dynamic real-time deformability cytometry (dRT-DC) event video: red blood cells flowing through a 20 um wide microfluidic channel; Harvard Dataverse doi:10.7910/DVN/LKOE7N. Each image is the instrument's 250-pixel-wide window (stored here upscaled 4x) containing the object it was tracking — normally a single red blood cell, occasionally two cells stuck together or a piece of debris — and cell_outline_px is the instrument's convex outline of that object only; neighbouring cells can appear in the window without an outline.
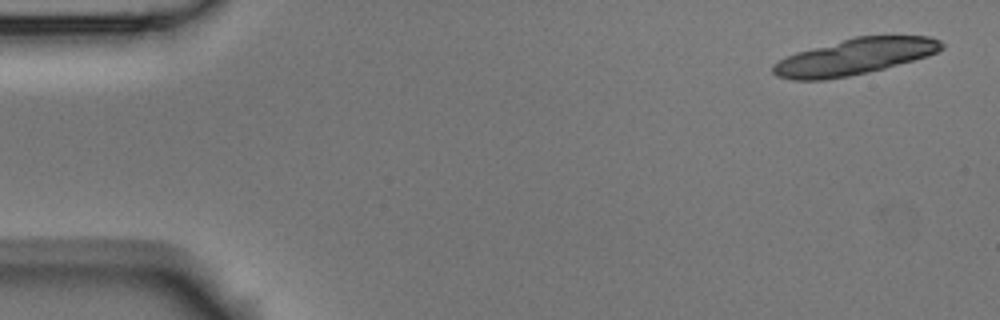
{"species": "Egyptian fruit bat (a non-hibernating species)", "species_latin": "Rousettus aegyptiacus", "temperature_condition": "room temperature", "stored_images_in_passage": 5, "camera_frame_rate_fps": 3000, "um_per_image_px": 0.085, "animal": {"sex": "male"}, "frame": {"image": 1, "passage_image": 1, "time_ms": 0.0, "image_size_px": [1000, 320], "cell_outline_px": [[944, 48], [928, 56], [884, 68], [868, 72], [848, 76], [824, 80], [792, 80], [776, 76], [772, 72], [772, 64], [796, 52], [856, 36], [928, 36], [940, 40], [944, 44]], "centroid_in_image_um": [72.64, 4.82], "position_along_channel_um": 12.4, "area_um2": 35.32}}